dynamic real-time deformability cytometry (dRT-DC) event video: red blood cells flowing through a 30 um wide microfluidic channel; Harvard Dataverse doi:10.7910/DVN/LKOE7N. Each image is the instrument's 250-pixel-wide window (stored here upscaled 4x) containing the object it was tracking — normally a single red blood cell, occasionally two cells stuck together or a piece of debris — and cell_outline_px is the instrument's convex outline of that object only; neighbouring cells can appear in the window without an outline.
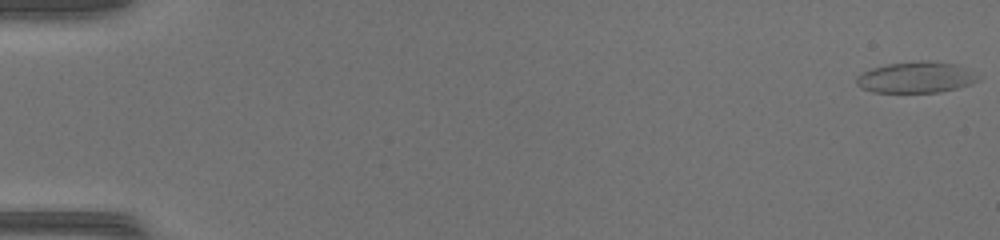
{"species": "common noctule bat (a hibernating species)", "species_latin": "Nyctalus noctula", "temperature_condition": "warm", "stored_images_in_passage": 50, "camera_frame_rate_fps": 3000, "um_per_image_px": 0.085, "animal": {"sex": "female", "body_mass_g": 17.0, "forearm_length_mm": 48.0}, "frame": {"image": 1, "passage_image": 1, "time_ms": 0.0, "image_size_px": [1000, 240], "cell_outline_px": [[984, 76], [980, 80], [972, 84], [940, 92], [872, 92], [860, 88], [856, 84], [856, 76], [872, 68], [888, 64], [920, 60], [928, 60], [956, 64]], "centroid_in_image_um": [77.91, 6.57], "position_along_channel_um": 7.1, "area_um2": 22.37}}
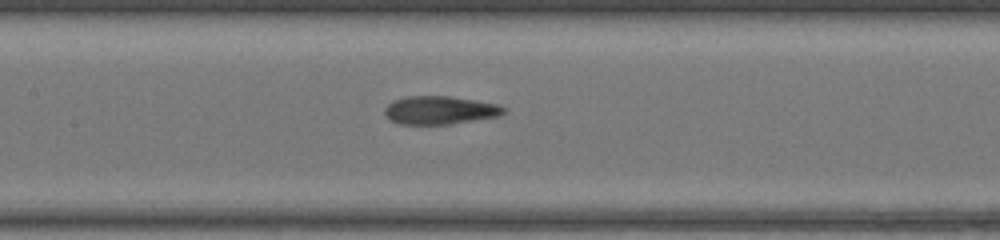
{"frame": {"image": 2, "passage_image": 25, "time_ms": 8.0, "image_size_px": [1000, 240], "cell_outline_px": [[504, 112], [500, 116], [452, 124], [400, 124], [392, 120], [384, 112], [384, 108], [392, 100], [408, 96], [448, 96], [476, 100], [496, 104], [504, 108]], "centroid_in_image_um": [37.38, 9.36], "position_along_channel_um": 170.0, "area_um2": 19.48}}
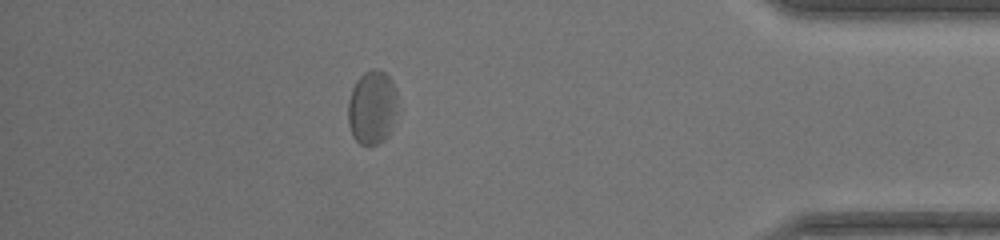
{"frame": {"image": 3, "passage_image": 44, "time_ms": 14.333, "image_size_px": [1000, 240], "cell_outline_px": [[396, 104], [388, 136], [384, 140], [368, 148], [360, 144], [352, 136], [348, 124], [348, 100], [352, 88], [356, 80], [364, 72], [372, 68], [384, 72], [392, 80], [396, 88]], "centroid_in_image_um": [31.59, 9.14], "position_along_channel_um": 403.6, "area_um2": 21.39}, "authors_computed_cell_mechanics": {"area_um2": 20.6057, "velocity_mm_per_s": 4.2912, "shape_relaxation_time_tau1_ms": 8.6395, "shape_relaxation_time_tau2_ms": 1.5216, "deformation_change_tau1": 0.171, "deformation_change_tau2": 0.08}}